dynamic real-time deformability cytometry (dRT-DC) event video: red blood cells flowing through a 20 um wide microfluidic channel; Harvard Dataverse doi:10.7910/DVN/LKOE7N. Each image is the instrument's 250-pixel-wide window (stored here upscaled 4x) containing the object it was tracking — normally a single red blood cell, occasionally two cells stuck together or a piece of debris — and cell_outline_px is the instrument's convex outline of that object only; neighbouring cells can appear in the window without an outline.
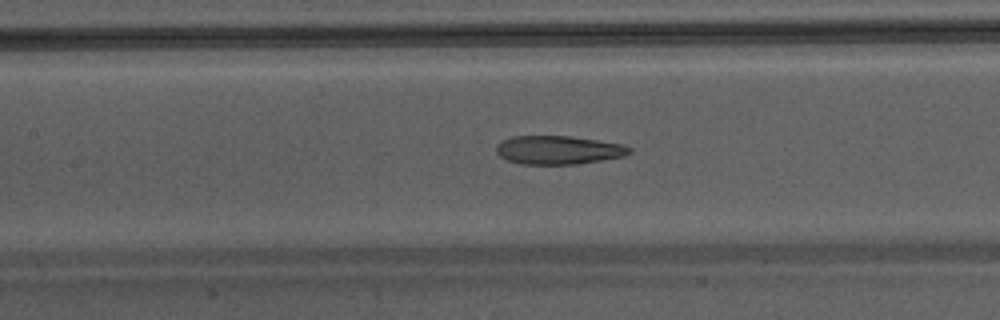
{"species": "Egyptian fruit bat (a non-hibernating species)", "species_latin": "Rousettus aegyptiacus", "temperature_condition": "warm", "stored_images_in_passage": 47, "camera_frame_rate_fps": 3000, "um_per_image_px": 0.085, "animal": {"sex": "male"}, "frame": {"image": 1, "passage_image": 23, "time_ms": 7.333, "image_size_px": [1000, 320], "cell_outline_px": [[632, 152], [624, 156], [576, 164], [524, 164], [508, 160], [500, 156], [496, 152], [496, 144], [500, 140], [512, 136], [572, 136], [624, 144], [632, 148]], "centroid_in_image_um": [47.46, 12.74], "position_along_channel_um": 159.9, "area_um2": 22.25}}
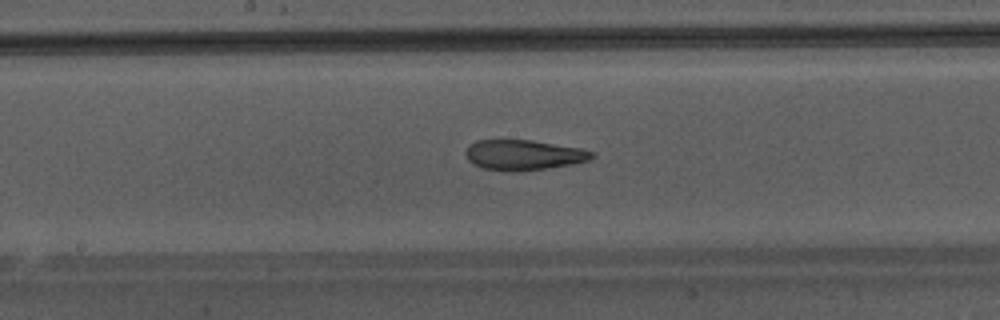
{"frame": {"image": 2, "passage_image": 26, "time_ms": 8.333, "image_size_px": [1000, 320], "cell_outline_px": [[596, 156], [592, 160], [572, 164], [548, 168], [512, 172], [484, 168], [468, 160], [464, 152], [476, 140], [532, 140], [580, 148], [596, 152]], "centroid_in_image_um": [44.57, 13.17], "position_along_channel_um": 203.6, "area_um2": 22.25}}
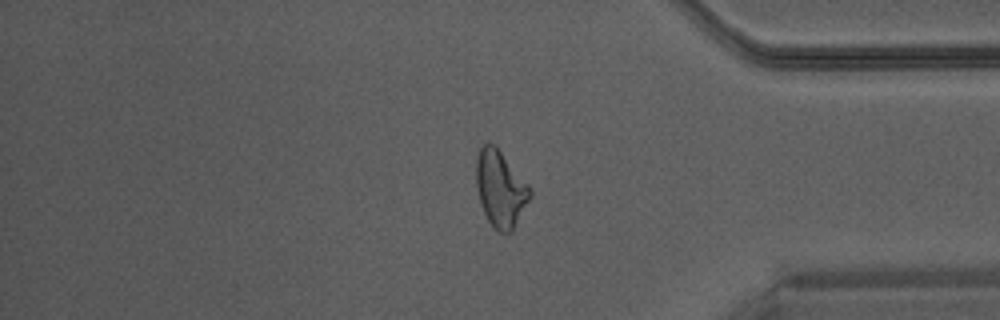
{"frame": {"image": 3, "passage_image": 40, "time_ms": 13.0, "image_size_px": [1000, 320], "cell_outline_px": [[532, 196], [512, 232], [500, 232], [488, 220], [480, 204], [476, 184], [476, 160], [480, 148], [484, 144], [496, 144], [532, 188]], "centroid_in_image_um": [42.56, 16.02], "position_along_channel_um": 392.6, "area_um2": 24.16}}